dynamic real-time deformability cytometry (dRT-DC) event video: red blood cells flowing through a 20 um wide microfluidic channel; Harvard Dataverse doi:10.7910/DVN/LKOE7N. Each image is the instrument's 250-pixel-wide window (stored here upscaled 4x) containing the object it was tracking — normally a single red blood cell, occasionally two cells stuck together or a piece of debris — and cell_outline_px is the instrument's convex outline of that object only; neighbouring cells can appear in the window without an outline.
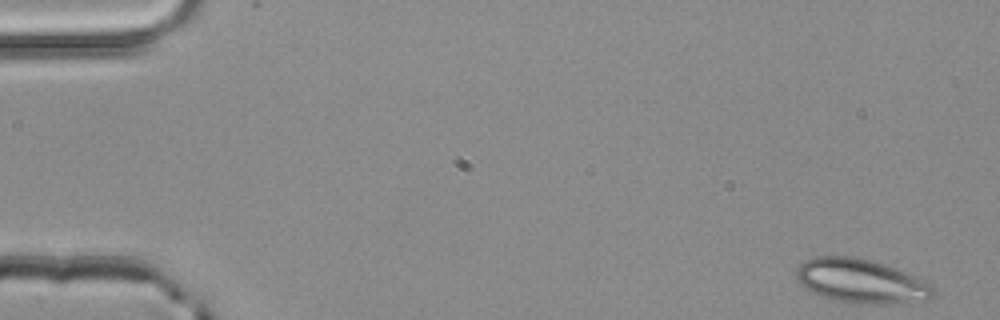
{"species": "common noctule bat (a hibernating species)", "species_latin": "Nyctalus noctula", "temperature_condition": "room temperature", "stored_images_in_passage": 51, "camera_frame_rate_fps": 3000, "um_per_image_px": 0.085, "animal": {"sex": "male", "body_mass_g": 20.4}, "frame": {"image": 1, "passage_image": 1, "time_ms": 0.0, "image_size_px": [1000, 320], "cell_outline_px": [[932, 296], [928, 300], [876, 304], [860, 304], [832, 300], [812, 292], [804, 288], [800, 284], [796, 276], [796, 268], [804, 260], [812, 256], [856, 256], [872, 260], [896, 268], [916, 276], [932, 284]], "centroid_in_image_um": [73.14, 23.88], "position_along_channel_um": 11.9, "area_um2": 35.37}}
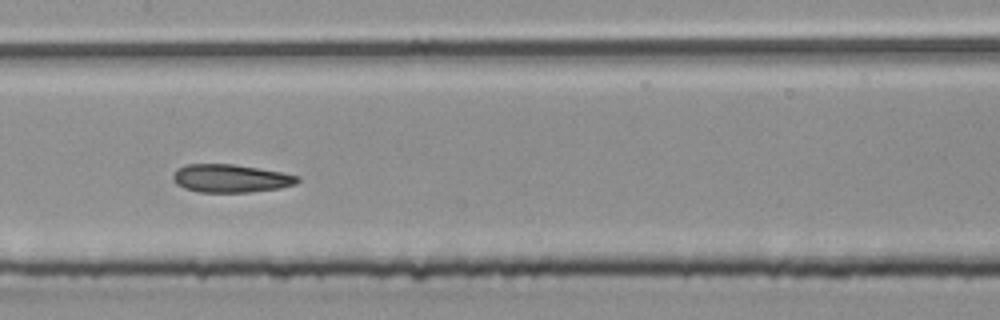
{"frame": {"image": 2, "passage_image": 25, "time_ms": 8.0, "image_size_px": [1000, 320], "cell_outline_px": [[300, 180], [296, 184], [280, 188], [248, 192], [200, 192], [184, 188], [176, 184], [172, 176], [176, 168], [184, 164], [232, 164], [284, 172], [300, 176]], "centroid_in_image_um": [19.61, 15.15], "position_along_channel_um": 187.8, "area_um2": 20.52}}
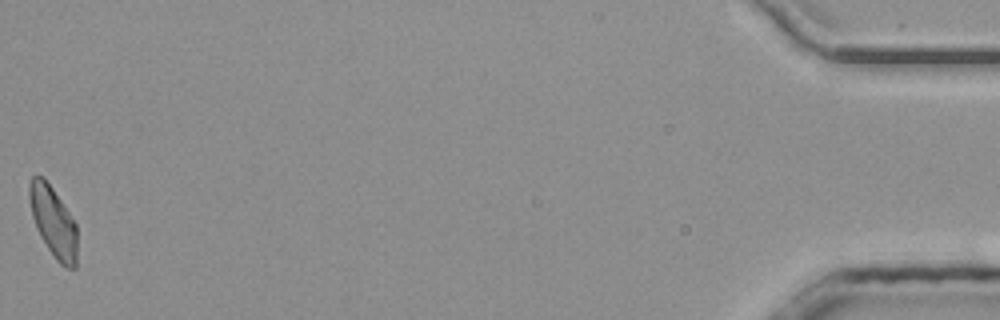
{"frame": {"image": 3, "passage_image": 51, "time_ms": 16.667, "image_size_px": [1000, 320], "cell_outline_px": [[76, 268], [64, 268], [56, 260], [40, 236], [36, 228], [32, 216], [28, 196], [28, 180], [32, 176], [44, 176], [76, 224]], "centroid_in_image_um": [4.49, 18.84], "position_along_channel_um": 430.7, "area_um2": 19.59}, "authors_computed_cell_mechanics": {"area_um2": 20.6924, "velocity_mm_per_s": 3.9999, "shape_relaxation_time_tau1_ms": 9.2403, "shape_relaxation_time_tau2_ms": 1.4614, "deformation_change_tau1": 0.1638, "deformation_change_tau2": 0.0855}}